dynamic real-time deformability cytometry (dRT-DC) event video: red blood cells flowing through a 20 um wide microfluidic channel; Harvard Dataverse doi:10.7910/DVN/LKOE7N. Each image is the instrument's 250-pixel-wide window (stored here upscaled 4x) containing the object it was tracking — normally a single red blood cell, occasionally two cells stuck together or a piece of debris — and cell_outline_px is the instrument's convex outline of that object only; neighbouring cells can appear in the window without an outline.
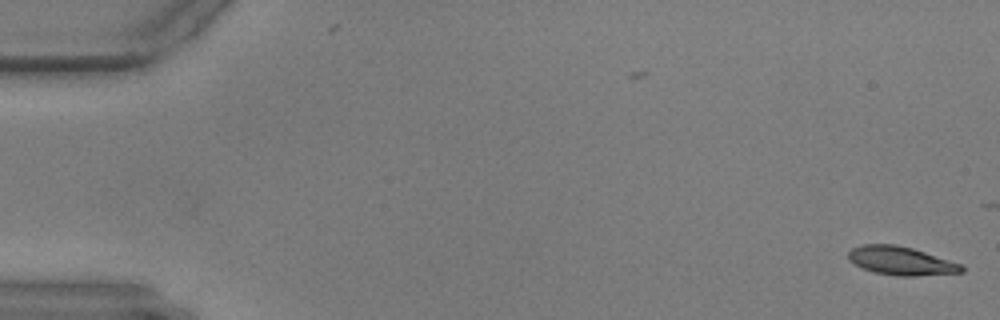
{"species": "common noctule bat (a hibernating species)", "species_latin": "Nyctalus noctula", "temperature_condition": "warm", "stored_images_in_passage": 6, "camera_frame_rate_fps": 3000, "um_per_image_px": 0.085, "animal": {"sex": "male", "body_mass_g": 17.9, "forearm_length_mm": 54.2}, "frame": {"image": 1, "passage_image": 6, "time_ms": 1.667, "image_size_px": [1000, 320], "cell_outline_px": [[964, 272], [916, 276], [896, 276], [876, 272], [864, 268], [848, 260], [848, 252], [852, 248], [864, 244], [896, 244], [912, 248], [960, 264], [964, 268]], "centroid_in_image_um": [76.56, 22.17], "position_along_channel_um": 8.4, "area_um2": 18.55}}